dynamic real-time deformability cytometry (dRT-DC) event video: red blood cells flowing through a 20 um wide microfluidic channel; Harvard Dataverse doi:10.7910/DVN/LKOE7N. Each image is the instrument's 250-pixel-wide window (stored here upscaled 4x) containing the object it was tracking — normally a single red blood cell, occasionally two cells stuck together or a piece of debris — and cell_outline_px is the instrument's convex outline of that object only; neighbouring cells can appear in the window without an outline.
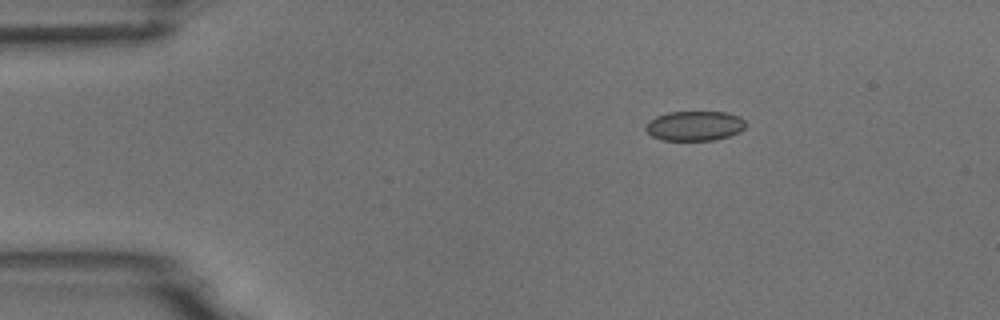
{"species": "common noctule bat (a hibernating species)", "species_latin": "Nyctalus noctula", "temperature_condition": "room temperature", "stored_images_in_passage": 3, "camera_frame_rate_fps": 3000, "um_per_image_px": 0.085, "animal": {"sex": "male", "body_mass_g": 18.8}, "frame": {"image": 1, "passage_image": 1, "time_ms": 0.0, "image_size_px": [1000, 320], "cell_outline_px": [[744, 128], [740, 132], [728, 136], [712, 140], [664, 140], [652, 136], [644, 128], [644, 124], [656, 116], [668, 112], [724, 112], [740, 116], [744, 120]], "centroid_in_image_um": [59.02, 10.69], "position_along_channel_um": 26.0, "area_um2": 17.28}}